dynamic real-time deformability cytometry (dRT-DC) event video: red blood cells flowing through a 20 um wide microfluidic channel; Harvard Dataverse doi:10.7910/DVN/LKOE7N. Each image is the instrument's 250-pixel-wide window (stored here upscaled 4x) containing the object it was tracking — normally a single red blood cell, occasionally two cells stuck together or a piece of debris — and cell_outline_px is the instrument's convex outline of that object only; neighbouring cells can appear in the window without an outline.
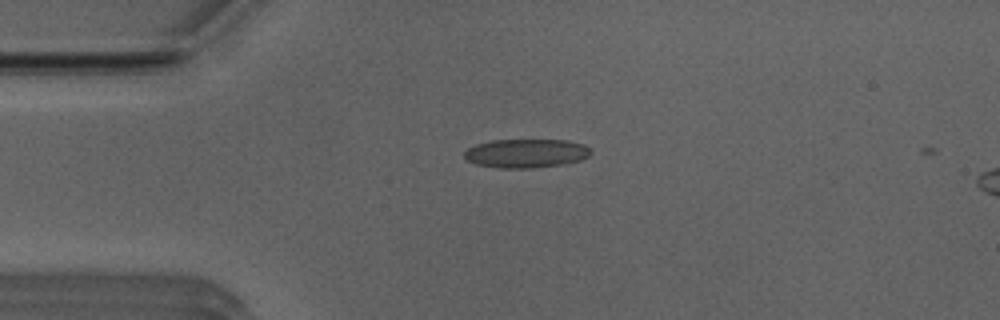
{"species": "Egyptian fruit bat (a non-hibernating species)", "species_latin": "Rousettus aegyptiacus", "temperature_condition": "room temperature", "stored_images_in_passage": 4, "camera_frame_rate_fps": 3000, "um_per_image_px": 0.085, "animal": {"sex": "male"}, "frame": {"image": 1, "passage_image": 2, "time_ms": 0.333, "image_size_px": [1000, 320], "cell_outline_px": [[592, 152], [588, 156], [580, 160], [560, 164], [532, 168], [500, 168], [476, 164], [468, 160], [464, 156], [464, 152], [468, 148], [476, 144], [492, 140], [568, 140], [584, 144]], "centroid_in_image_um": [44.71, 13.02], "position_along_channel_um": 40.3, "area_um2": 21.1}}